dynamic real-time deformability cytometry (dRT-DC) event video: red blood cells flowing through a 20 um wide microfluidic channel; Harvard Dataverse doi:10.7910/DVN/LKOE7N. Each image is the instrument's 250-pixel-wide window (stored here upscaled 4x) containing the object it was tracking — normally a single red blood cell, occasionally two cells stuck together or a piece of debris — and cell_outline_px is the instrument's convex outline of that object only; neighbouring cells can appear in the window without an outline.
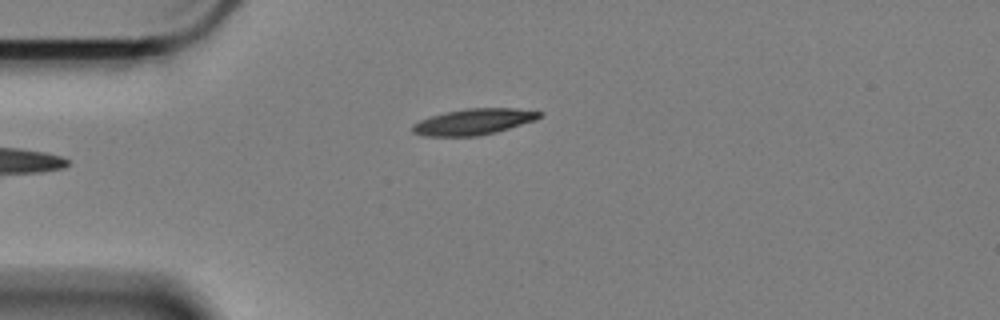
{"species": "Egyptian fruit bat (a non-hibernating species)", "species_latin": "Rousettus aegyptiacus", "temperature_condition": "cold", "stored_images_in_passage": 38, "camera_frame_rate_fps": 3000, "um_per_image_px": 0.085, "animal": {"sex": "female"}, "frame": {"image": 1, "passage_image": 1, "time_ms": 0.0, "image_size_px": [1000, 320], "cell_outline_px": [[544, 116], [536, 120], [496, 132], [476, 136], [424, 136], [412, 132], [412, 124], [420, 120], [444, 112], [468, 108], [516, 108], [544, 112]], "centroid_in_image_um": [40.3, 10.34], "position_along_channel_um": 44.7, "area_um2": 19.36}}
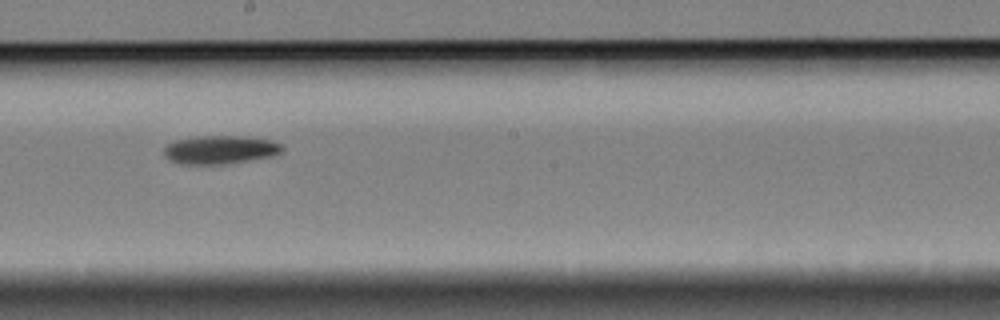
{"frame": {"image": 2, "passage_image": 19, "time_ms": 6.0, "image_size_px": [1000, 320], "cell_outline_px": [[284, 148], [280, 152], [272, 156], [224, 164], [180, 164], [168, 160], [164, 156], [164, 148], [168, 144], [176, 140], [196, 136], [244, 136], [272, 140], [284, 144]], "centroid_in_image_um": [18.71, 12.72], "position_along_channel_um": 229.5, "area_um2": 19.71}}
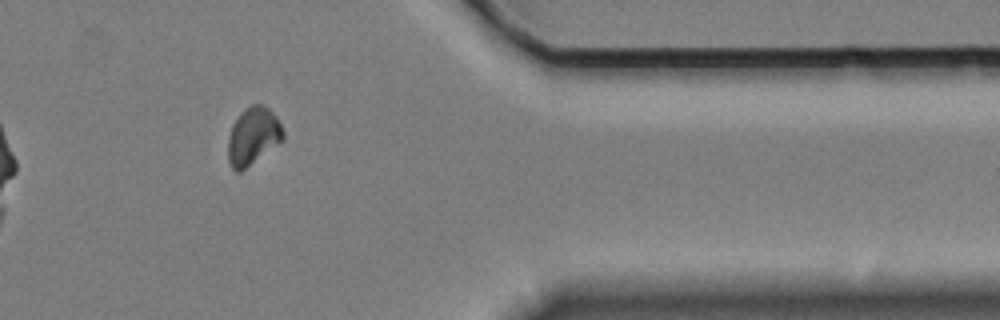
{"frame": {"image": 3, "passage_image": 35, "time_ms": 11.333, "image_size_px": [1000, 320], "cell_outline_px": [[284, 140], [240, 172], [236, 172], [232, 168], [228, 160], [228, 136], [232, 124], [240, 112], [244, 108], [252, 104], [260, 104], [268, 108], [276, 116], [284, 132]], "centroid_in_image_um": [21.5, 11.56], "position_along_channel_um": 389.9, "area_um2": 18.55}, "authors_computed_cell_mechanics": {"area_um2": 19.1029, "velocity_mm_per_s": 3.365, "shape_relaxation_time_tau1_ms": 7.6658, "shape_relaxation_time_tau2_ms": null, "deformation_change_tau1": 0.1402, "deformation_change_tau2": null}}